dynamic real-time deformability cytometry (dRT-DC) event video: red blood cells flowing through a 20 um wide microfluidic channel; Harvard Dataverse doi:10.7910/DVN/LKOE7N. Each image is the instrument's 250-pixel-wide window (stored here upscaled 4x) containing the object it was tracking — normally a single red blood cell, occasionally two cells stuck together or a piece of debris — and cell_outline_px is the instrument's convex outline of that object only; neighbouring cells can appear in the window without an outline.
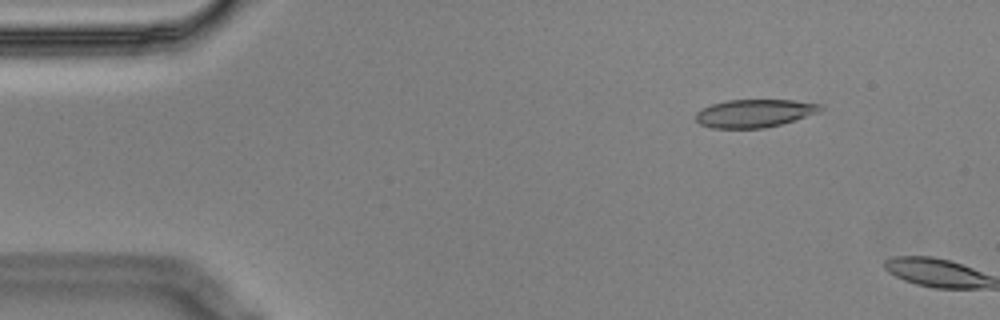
{"species": "Egyptian fruit bat (a non-hibernating species)", "species_latin": "Rousettus aegyptiacus", "temperature_condition": "cold", "stored_images_in_passage": 3, "camera_frame_rate_fps": 3000, "um_per_image_px": 0.085, "animal": {"sex": "male"}, "frame": {"image": 1, "passage_image": 2, "time_ms": 0.333, "image_size_px": [1000, 320], "cell_outline_px": [[824, 108], [820, 112], [780, 124], [764, 128], [712, 128], [700, 124], [696, 120], [696, 112], [712, 104], [728, 100], [792, 100], [820, 104]], "centroid_in_image_um": [64.13, 9.63], "position_along_channel_um": 20.9, "area_um2": 20.17}}